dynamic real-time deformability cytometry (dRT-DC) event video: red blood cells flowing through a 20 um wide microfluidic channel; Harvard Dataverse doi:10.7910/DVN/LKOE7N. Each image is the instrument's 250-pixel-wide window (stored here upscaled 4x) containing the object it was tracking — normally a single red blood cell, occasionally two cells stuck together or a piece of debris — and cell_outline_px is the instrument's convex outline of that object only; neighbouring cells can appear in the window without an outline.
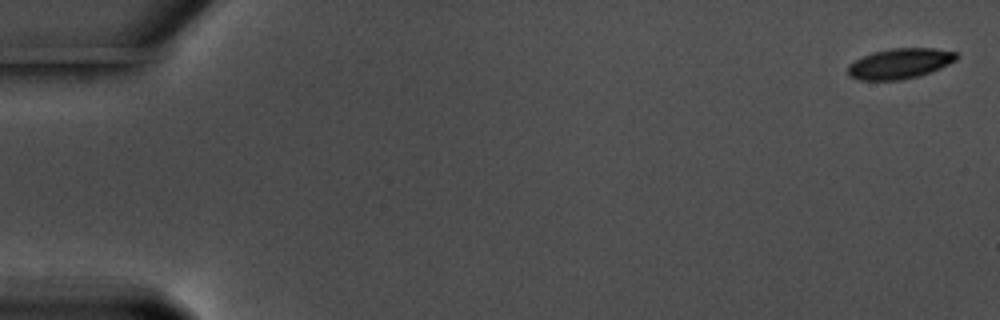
{"species": "common noctule bat (a hibernating species)", "species_latin": "Nyctalus noctula", "temperature_condition": "warm", "stored_images_in_passage": 57, "camera_frame_rate_fps": 3000, "um_per_image_px": 0.085, "animal": {"sex": "male", "body_mass_g": 17.5, "forearm_length_mm": 52.3}, "frame": {"image": 1, "passage_image": 1, "time_ms": 0.0, "image_size_px": [1000, 320], "cell_outline_px": [[960, 56], [956, 60], [940, 68], [920, 76], [900, 80], [856, 80], [848, 76], [848, 64], [864, 56], [876, 52], [892, 48], [936, 48], [956, 52]], "centroid_in_image_um": [76.5, 5.41], "position_along_channel_um": 8.5, "area_um2": 19.25}}
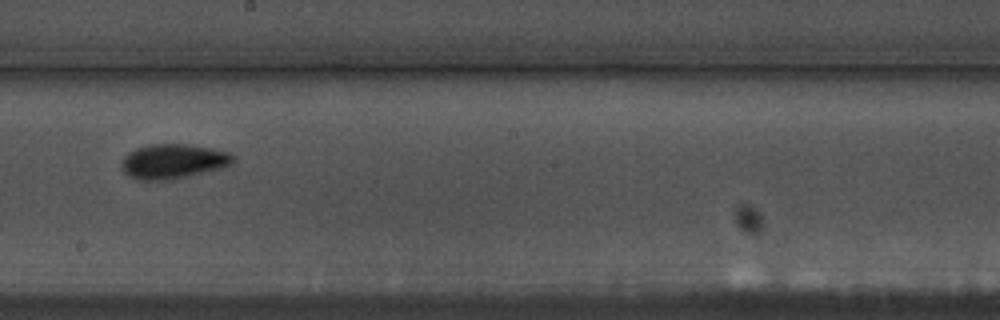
{"frame": {"image": 2, "passage_image": 33, "time_ms": 10.667, "image_size_px": [1000, 320], "cell_outline_px": [[236, 160], [232, 164], [224, 168], [188, 176], [168, 180], [140, 180], [128, 176], [120, 168], [120, 160], [128, 152], [136, 148], [148, 144], [184, 144], [212, 148], [228, 152]], "centroid_in_image_um": [14.69, 13.72], "position_along_channel_um": 233.5, "area_um2": 22.83}}
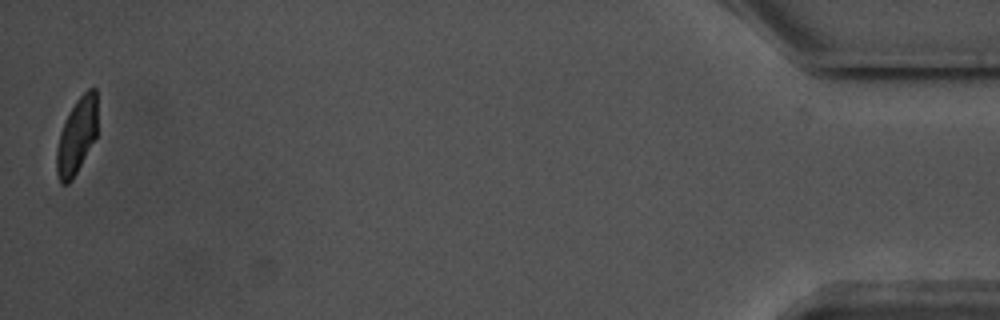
{"frame": {"image": 3, "passage_image": 57, "time_ms": 18.667, "image_size_px": [1000, 320], "cell_outline_px": [[96, 136], [72, 180], [68, 184], [60, 184], [56, 172], [56, 148], [60, 132], [76, 100], [88, 88], [96, 88]], "centroid_in_image_um": [6.5, 11.59], "position_along_channel_um": 428.7, "area_um2": 17.74}, "authors_computed_cell_mechanics": {"area_um2": 19.9988, "velocity_mm_per_s": 3.5617, "shape_relaxation_time_tau1_ms": 2.2233, "shape_relaxation_time_tau2_ms": 2.0182, "deformation_change_tau1": 0.1263, "deformation_change_tau2": 0.0821}}